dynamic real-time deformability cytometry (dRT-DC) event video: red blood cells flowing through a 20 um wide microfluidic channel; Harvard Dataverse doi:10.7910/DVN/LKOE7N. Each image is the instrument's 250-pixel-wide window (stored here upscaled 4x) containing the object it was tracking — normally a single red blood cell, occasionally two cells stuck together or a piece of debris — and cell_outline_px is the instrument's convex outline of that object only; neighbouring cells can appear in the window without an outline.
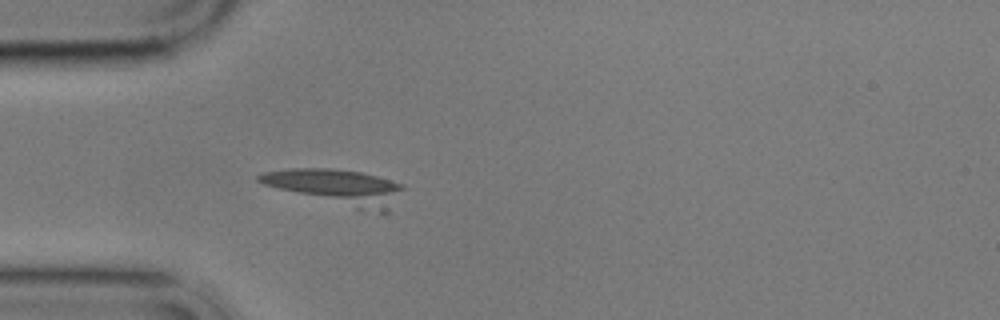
{"species": "common noctule bat (a hibernating species)", "species_latin": "Nyctalus noctula", "temperature_condition": "cold", "stored_images_in_passage": 5, "camera_frame_rate_fps": 3000, "um_per_image_px": 0.085, "animal": {"sex": "male", "body_mass_g": 17.9}, "frame": {"image": 1, "passage_image": 4, "time_ms": 3.667, "image_size_px": [1000, 320], "cell_outline_px": [[404, 188], [388, 212], [384, 216], [264, 184], [256, 180], [256, 176], [264, 172], [288, 168], [328, 168], [360, 172], [376, 176], [404, 184]], "centroid_in_image_um": [28.71, 15.9], "position_along_channel_um": 56.3, "area_um2": 29.3}}